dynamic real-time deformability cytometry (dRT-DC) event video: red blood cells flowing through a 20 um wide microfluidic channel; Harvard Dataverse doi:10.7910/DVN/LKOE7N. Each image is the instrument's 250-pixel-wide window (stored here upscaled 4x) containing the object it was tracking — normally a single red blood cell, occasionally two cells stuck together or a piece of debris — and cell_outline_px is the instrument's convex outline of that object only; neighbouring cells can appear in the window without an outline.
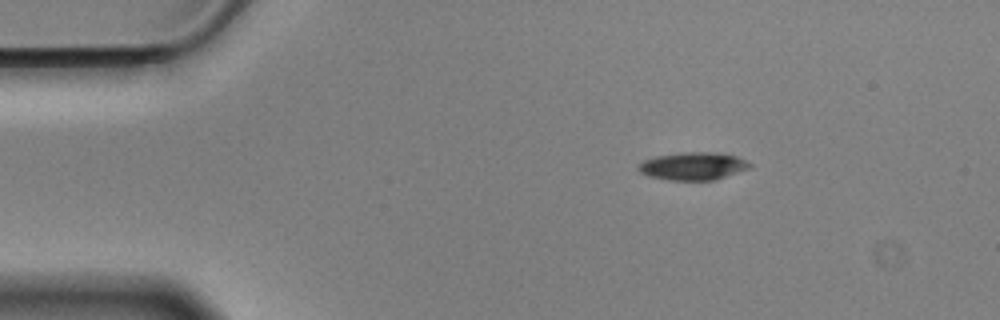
{"species": "Egyptian fruit bat (a non-hibernating species)", "species_latin": "Rousettus aegyptiacus", "temperature_condition": "cold", "stored_images_in_passage": 49, "camera_frame_rate_fps": 3000, "um_per_image_px": 0.085, "animal": {"sex": "male"}, "frame": {"image": 1, "passage_image": 1, "time_ms": 0.0, "image_size_px": [1000, 320], "cell_outline_px": [[752, 168], [716, 180], [668, 180], [648, 176], [640, 172], [636, 168], [644, 160], [656, 156], [684, 152], [720, 152], [736, 156], [752, 164]], "centroid_in_image_um": [58.94, 14.12], "position_along_channel_um": 26.1, "area_um2": 18.21}}
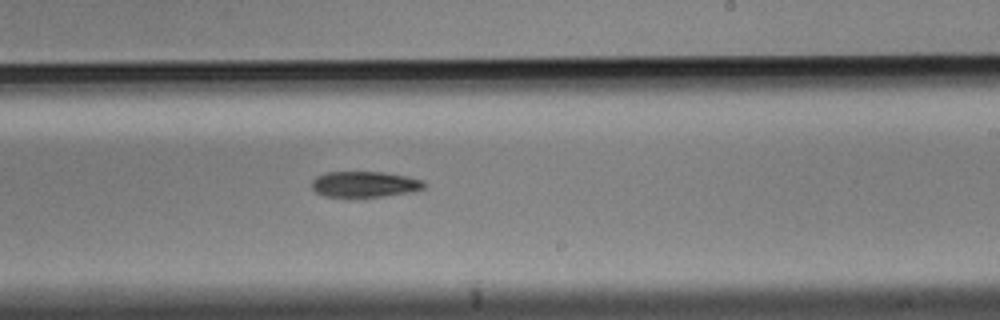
{"frame": {"image": 2, "passage_image": 26, "time_ms": 8.333, "image_size_px": [1000, 320], "cell_outline_px": [[428, 184], [424, 188], [408, 192], [380, 196], [324, 196], [316, 192], [312, 188], [312, 180], [316, 176], [324, 172], [384, 172], [408, 176], [424, 180]], "centroid_in_image_um": [31.0, 15.64], "position_along_channel_um": 258.0, "area_um2": 16.82}}
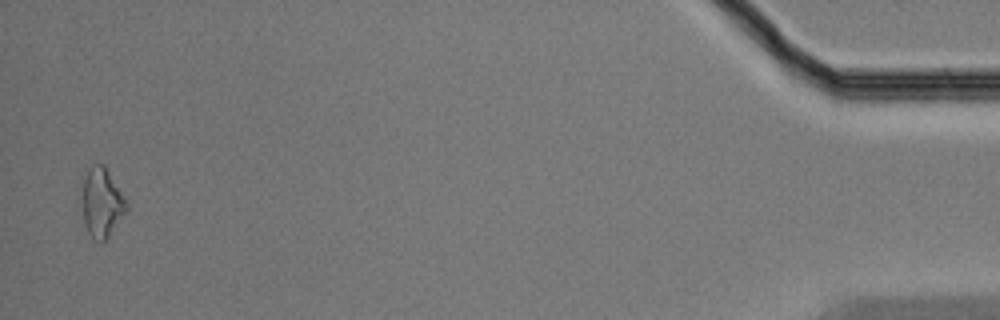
{"frame": {"image": 3, "passage_image": 48, "time_ms": 15.667, "image_size_px": [1000, 320], "cell_outline_px": [[128, 208], [108, 236], [100, 244], [92, 240], [84, 224], [84, 180], [88, 168], [92, 164], [104, 164], [128, 204]], "centroid_in_image_um": [8.66, 17.25], "position_along_channel_um": 426.5, "area_um2": 17.4}, "authors_computed_cell_mechanics": {"area_um2": 17.5712, "velocity_mm_per_s": 3.5132, "shape_relaxation_time_tau1_ms": 4.6645, "shape_relaxation_time_tau2_ms": null, "deformation_change_tau1": 0.1009, "deformation_change_tau2": null}}